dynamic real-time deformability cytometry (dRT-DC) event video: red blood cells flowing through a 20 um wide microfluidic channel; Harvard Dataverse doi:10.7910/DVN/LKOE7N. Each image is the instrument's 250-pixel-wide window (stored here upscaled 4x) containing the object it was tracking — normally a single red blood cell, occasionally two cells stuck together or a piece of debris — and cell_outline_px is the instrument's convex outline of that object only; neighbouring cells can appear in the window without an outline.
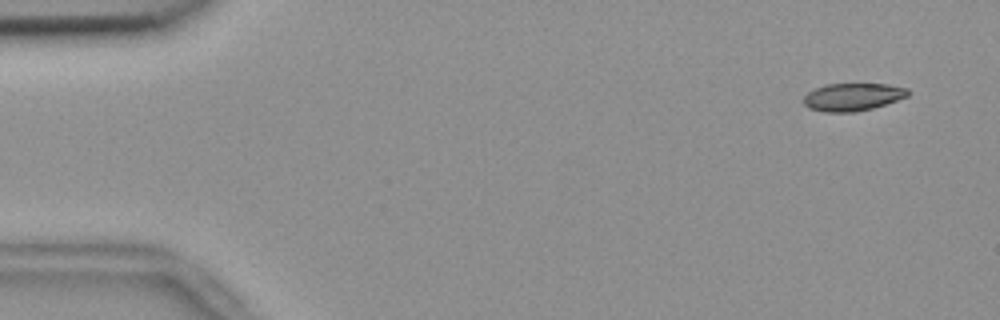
{"species": "common noctule bat (a hibernating species)", "species_latin": "Nyctalus noctula", "temperature_condition": "room temperature", "stored_images_in_passage": 56, "camera_frame_rate_fps": 3000, "um_per_image_px": 0.085, "animal": {"sex": "female", "body_mass_g": 18.4}, "frame": {"image": 1, "passage_image": 4, "time_ms": 1.0, "image_size_px": [1000, 320], "cell_outline_px": [[908, 96], [872, 108], [856, 112], [824, 112], [808, 108], [800, 100], [808, 92], [824, 84], [888, 84], [908, 88]], "centroid_in_image_um": [72.42, 8.24], "position_along_channel_um": 12.6, "area_um2": 16.88}}
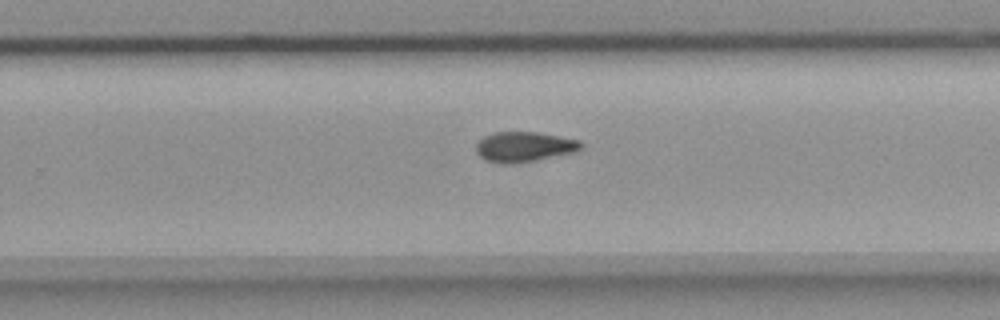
{"frame": {"image": 2, "passage_image": 36, "time_ms": 11.667, "image_size_px": [1000, 320], "cell_outline_px": [[584, 148], [572, 152], [532, 160], [504, 164], [484, 160], [476, 152], [476, 144], [484, 136], [492, 132], [536, 132], [580, 140], [584, 144]], "centroid_in_image_um": [44.53, 12.46], "position_along_channel_um": 285.3, "area_um2": 18.15}}
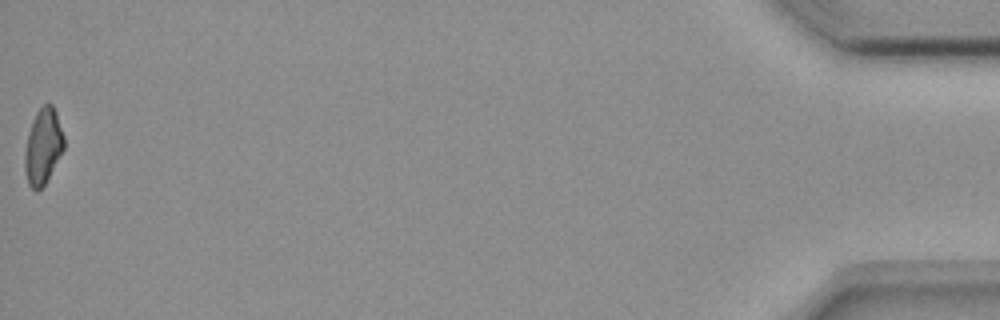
{"frame": {"image": 3, "passage_image": 56, "time_ms": 18.333, "image_size_px": [1000, 320], "cell_outline_px": [[64, 148], [44, 184], [36, 192], [28, 184], [24, 168], [24, 152], [28, 132], [32, 120], [36, 112], [44, 104], [52, 104], [56, 112], [64, 136]], "centroid_in_image_um": [3.64, 12.43], "position_along_channel_um": 431.6, "area_um2": 17.17}, "authors_computed_cell_mechanics": {"area_um2": 18.0336, "velocity_mm_per_s": 3.6749, "shape_relaxation_time_tau1_ms": 6.8606, "shape_relaxation_time_tau2_ms": 6.7144, "deformation_change_tau1": 0.1631, "deformation_change_tau2": 0.1242}}